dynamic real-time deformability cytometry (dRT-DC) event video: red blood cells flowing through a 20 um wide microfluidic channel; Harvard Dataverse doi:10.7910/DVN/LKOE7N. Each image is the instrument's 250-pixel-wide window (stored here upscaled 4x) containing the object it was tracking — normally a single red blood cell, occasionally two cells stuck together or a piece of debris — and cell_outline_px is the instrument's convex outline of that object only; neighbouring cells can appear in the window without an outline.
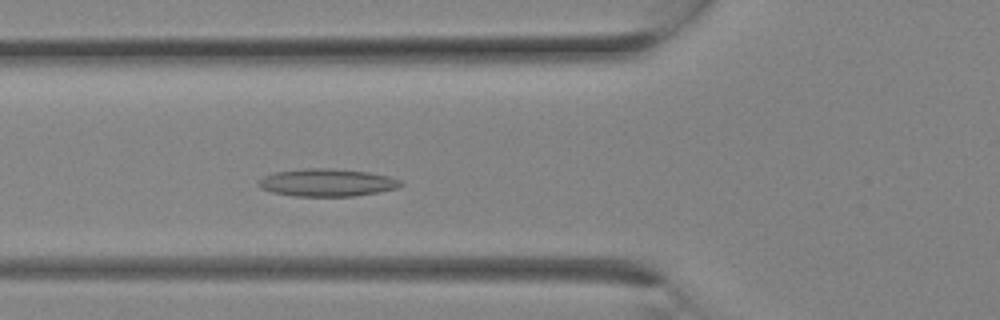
{"species": "Egyptian fruit bat (a non-hibernating species)", "species_latin": "Rousettus aegyptiacus", "temperature_condition": "room temperature", "stored_images_in_passage": 8, "camera_frame_rate_fps": 3000, "um_per_image_px": 0.085, "animal": {"sex": "female"}, "frame": {"image": 1, "passage_image": 8, "time_ms": 2.333, "image_size_px": [1000, 320], "cell_outline_px": [[404, 184], [396, 188], [376, 192], [352, 196], [292, 196], [272, 192], [260, 188], [256, 184], [264, 176], [272, 172], [304, 168], [328, 168], [368, 172], [388, 176], [400, 180]], "centroid_in_image_um": [27.74, 15.51], "position_along_channel_um": 98.1, "area_um2": 22.83}}